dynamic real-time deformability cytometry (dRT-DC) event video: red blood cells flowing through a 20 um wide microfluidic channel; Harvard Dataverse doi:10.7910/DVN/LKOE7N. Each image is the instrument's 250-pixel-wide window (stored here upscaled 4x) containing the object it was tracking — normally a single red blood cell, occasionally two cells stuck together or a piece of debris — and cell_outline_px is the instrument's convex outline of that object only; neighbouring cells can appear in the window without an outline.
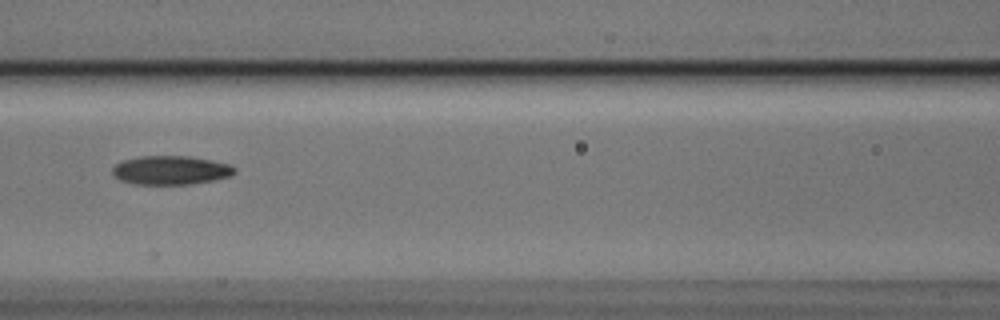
{"species": "Egyptian fruit bat (a non-hibernating species)", "species_latin": "Rousettus aegyptiacus", "temperature_condition": "cold", "stored_images_in_passage": 5, "camera_frame_rate_fps": 3000, "um_per_image_px": 0.085, "animal": {"sex": "male"}, "frame": {"image": 1, "passage_image": 5, "time_ms": 1.333, "image_size_px": [1000, 320], "cell_outline_px": [[236, 172], [228, 176], [216, 180], [192, 184], [132, 184], [120, 180], [112, 176], [112, 168], [116, 164], [124, 160], [140, 156], [188, 156], [212, 160], [228, 164], [236, 168]], "centroid_in_image_um": [14.49, 14.47], "position_along_channel_um": 152.1, "area_um2": 20.63}}